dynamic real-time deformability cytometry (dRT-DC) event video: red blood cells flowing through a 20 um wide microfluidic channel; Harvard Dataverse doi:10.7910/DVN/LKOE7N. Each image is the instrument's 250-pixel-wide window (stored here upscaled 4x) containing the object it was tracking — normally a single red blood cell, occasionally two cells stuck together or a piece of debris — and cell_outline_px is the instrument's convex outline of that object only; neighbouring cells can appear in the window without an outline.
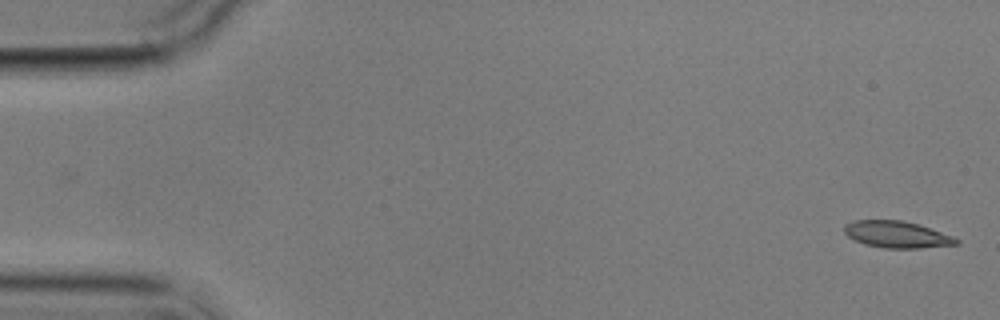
{"species": "common noctule bat (a hibernating species)", "species_latin": "Nyctalus noctula", "temperature_condition": "cold", "stored_images_in_passage": 2, "camera_frame_rate_fps": 3000, "um_per_image_px": 0.085, "animal": {"sex": "male", "body_mass_g": 17.9}, "frame": {"image": 1, "passage_image": 2, "time_ms": 1.0, "image_size_px": [1000, 320], "cell_outline_px": [[960, 244], [920, 248], [884, 248], [864, 244], [848, 236], [844, 232], [844, 224], [852, 220], [900, 220], [916, 224], [952, 236], [960, 240]], "centroid_in_image_um": [76.2, 19.93], "position_along_channel_um": 8.8, "area_um2": 17.28}}